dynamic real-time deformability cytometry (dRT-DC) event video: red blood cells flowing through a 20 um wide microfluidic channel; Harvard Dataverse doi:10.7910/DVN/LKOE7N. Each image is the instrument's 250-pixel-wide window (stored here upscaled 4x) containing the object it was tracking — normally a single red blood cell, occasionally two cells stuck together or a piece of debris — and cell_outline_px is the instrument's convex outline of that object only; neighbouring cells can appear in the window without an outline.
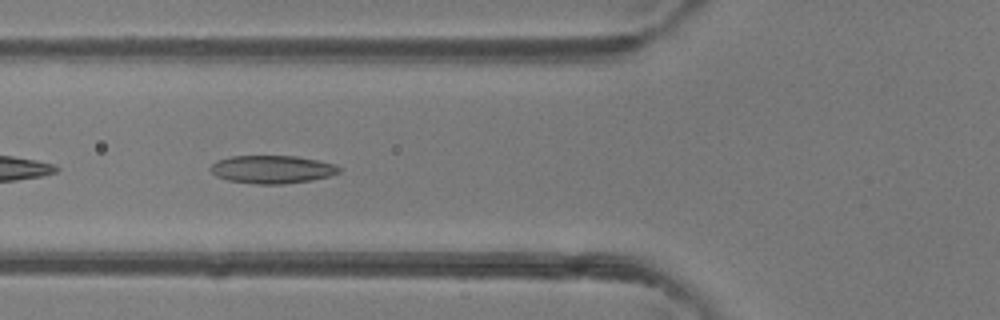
{"species": "common noctule bat (a hibernating species)", "species_latin": "Nyctalus noctula", "temperature_condition": "room temperature", "stored_images_in_passage": 35, "camera_frame_rate_fps": 3000, "um_per_image_px": 0.085, "animal": {"sex": "female"}, "frame": {"image": 1, "passage_image": 5, "time_ms": 1.333, "image_size_px": [1000, 320], "cell_outline_px": [[340, 172], [328, 176], [312, 180], [284, 184], [256, 184], [228, 180], [216, 176], [208, 168], [216, 160], [232, 156], [296, 156], [336, 164], [340, 168]], "centroid_in_image_um": [23.11, 14.4], "position_along_channel_um": 102.7, "area_um2": 20.98}}
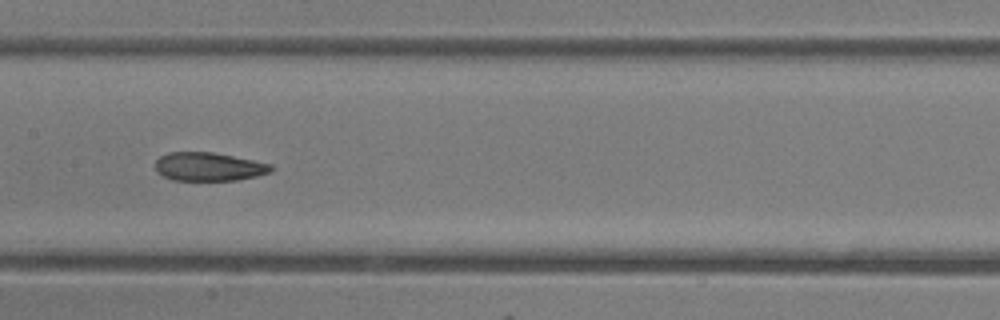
{"frame": {"image": 2, "passage_image": 11, "time_ms": 3.333, "image_size_px": [1000, 320], "cell_outline_px": [[272, 172], [256, 176], [236, 180], [172, 180], [156, 172], [156, 160], [160, 156], [168, 152], [212, 152], [272, 164]], "centroid_in_image_um": [17.73, 14.17], "position_along_channel_um": 189.7, "area_um2": 19.13}}
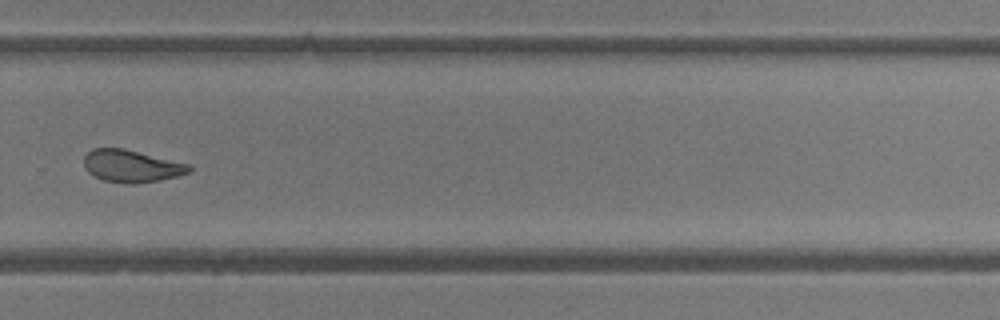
{"frame": {"image": 3, "passage_image": 20, "time_ms": 6.333, "image_size_px": [1000, 320], "cell_outline_px": [[192, 172], [160, 180], [132, 184], [104, 180], [88, 172], [84, 168], [84, 156], [92, 148], [124, 148], [192, 164]], "centroid_in_image_um": [11.22, 14.1], "position_along_channel_um": 318.6, "area_um2": 19.94}, "authors_computed_cell_mechanics": {"area_um2": 20.6346, "velocity_mm_per_s": 4.3204, "shape_relaxation_time_tau1_ms": null, "shape_relaxation_time_tau2_ms": 1.9958, "deformation_change_tau1": null, "deformation_change_tau2": 0.0986}}